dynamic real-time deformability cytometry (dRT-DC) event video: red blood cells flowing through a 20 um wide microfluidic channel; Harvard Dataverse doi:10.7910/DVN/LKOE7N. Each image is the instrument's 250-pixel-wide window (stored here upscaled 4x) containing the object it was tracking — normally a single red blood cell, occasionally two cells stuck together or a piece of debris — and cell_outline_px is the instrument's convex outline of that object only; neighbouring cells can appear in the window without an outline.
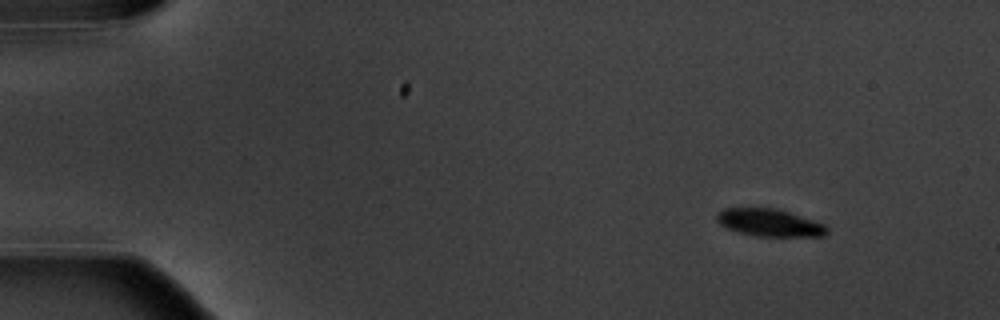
{"species": "common noctule bat (a hibernating species)", "species_latin": "Nyctalus noctula", "temperature_condition": "warm", "stored_images_in_passage": 4, "camera_frame_rate_fps": 3000, "um_per_image_px": 0.085, "animal": {"sex": "male", "body_mass_g": 20.1, "forearm_length_mm": 53.5}, "frame": {"image": 1, "passage_image": 1, "time_ms": 0.0, "image_size_px": [1000, 320], "cell_outline_px": [[828, 232], [824, 236], [756, 236], [740, 232], [728, 228], [720, 224], [716, 220], [716, 216], [724, 208], [772, 208], [788, 212], [824, 224], [828, 228]], "centroid_in_image_um": [65.41, 18.93], "position_along_channel_um": 19.6, "area_um2": 17.28}}
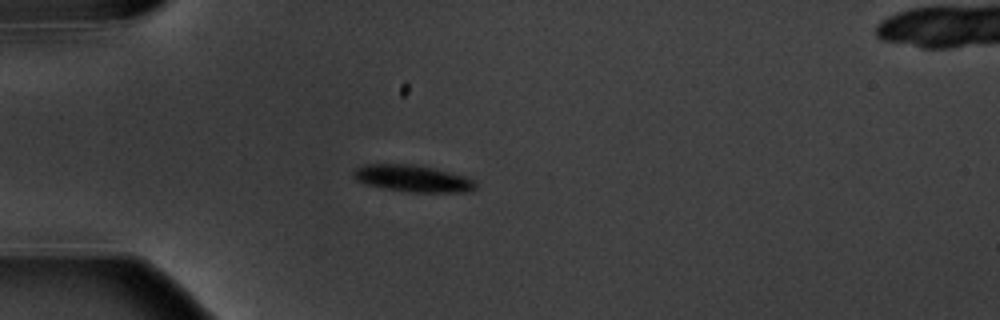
{"frame": {"image": 2, "passage_image": 4, "time_ms": 3.333, "image_size_px": [1000, 320], "cell_outline_px": [[476, 188], [468, 192], [412, 192], [384, 188], [364, 184], [356, 180], [352, 176], [352, 172], [356, 168], [364, 164], [416, 164], [464, 176], [476, 180]], "centroid_in_image_um": [35.06, 15.17], "position_along_channel_um": 49.9, "area_um2": 19.13}}